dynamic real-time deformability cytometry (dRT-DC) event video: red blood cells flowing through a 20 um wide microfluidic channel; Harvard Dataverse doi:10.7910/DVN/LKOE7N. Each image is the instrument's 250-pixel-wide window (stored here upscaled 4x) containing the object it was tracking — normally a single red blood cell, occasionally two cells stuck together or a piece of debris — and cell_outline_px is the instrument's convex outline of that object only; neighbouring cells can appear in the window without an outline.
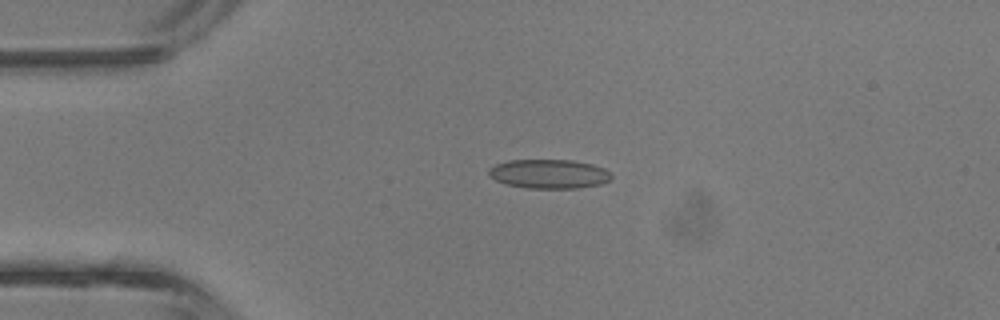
{"species": "common noctule bat (a hibernating species)", "species_latin": "Nyctalus noctula", "temperature_condition": "room temperature", "stored_images_in_passage": 30, "camera_frame_rate_fps": 3000, "um_per_image_px": 0.085, "animal": {"sex": "male", "body_mass_g": 13.3}, "frame": {"image": 1, "passage_image": 2, "time_ms": 0.333, "image_size_px": [1000, 320], "cell_outline_px": [[612, 180], [600, 184], [580, 188], [528, 188], [504, 184], [488, 176], [488, 168], [496, 164], [508, 160], [572, 160], [592, 164], [604, 168], [612, 176]], "centroid_in_image_um": [46.65, 14.78], "position_along_channel_um": 38.4, "area_um2": 20.98}}
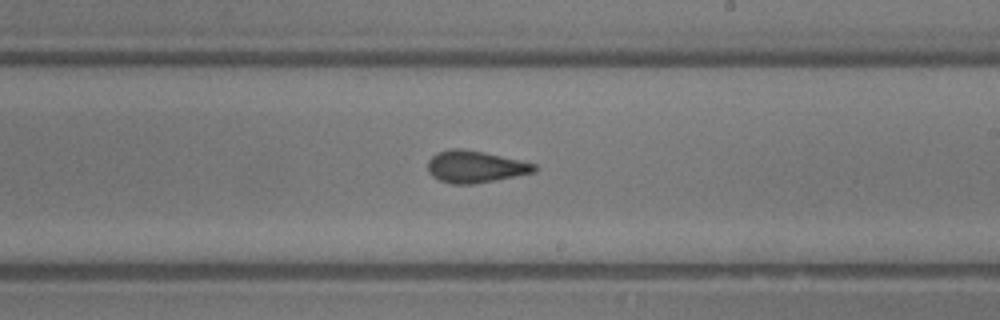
{"frame": {"image": 2, "passage_image": 17, "time_ms": 5.333, "image_size_px": [1000, 320], "cell_outline_px": [[536, 172], [472, 184], [452, 184], [440, 180], [432, 176], [428, 172], [428, 160], [432, 156], [440, 152], [452, 148], [460, 148], [484, 152], [536, 164]], "centroid_in_image_um": [40.37, 14.17], "position_along_channel_um": 248.6, "area_um2": 19.59}}
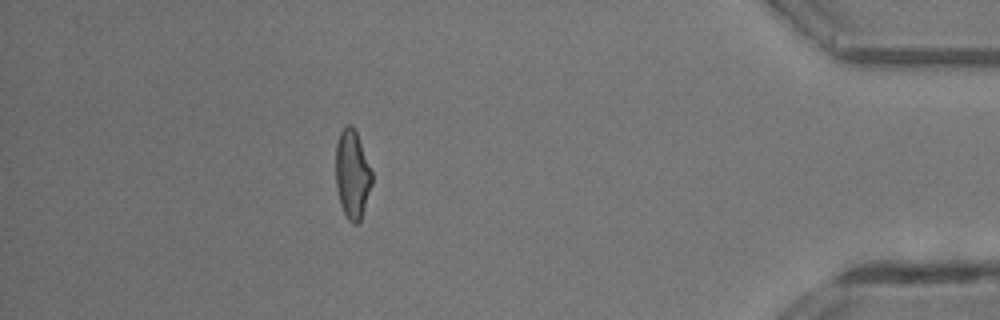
{"frame": {"image": 3, "passage_image": 30, "time_ms": 9.667, "image_size_px": [1000, 320], "cell_outline_px": [[372, 184], [360, 220], [356, 224], [352, 224], [348, 220], [340, 204], [336, 188], [336, 144], [340, 132], [348, 124], [352, 124], [356, 132], [372, 172]], "centroid_in_image_um": [29.93, 14.83], "position_along_channel_um": 405.3, "area_um2": 18.5}, "authors_computed_cell_mechanics": {"area_um2": 19.5942, "velocity_mm_per_s": 4.8038, "shape_relaxation_time_tau1_ms": 7.837, "shape_relaxation_time_tau2_ms": 1.3306, "deformation_change_tau1": 0.1928, "deformation_change_tau2": 0.0706}}